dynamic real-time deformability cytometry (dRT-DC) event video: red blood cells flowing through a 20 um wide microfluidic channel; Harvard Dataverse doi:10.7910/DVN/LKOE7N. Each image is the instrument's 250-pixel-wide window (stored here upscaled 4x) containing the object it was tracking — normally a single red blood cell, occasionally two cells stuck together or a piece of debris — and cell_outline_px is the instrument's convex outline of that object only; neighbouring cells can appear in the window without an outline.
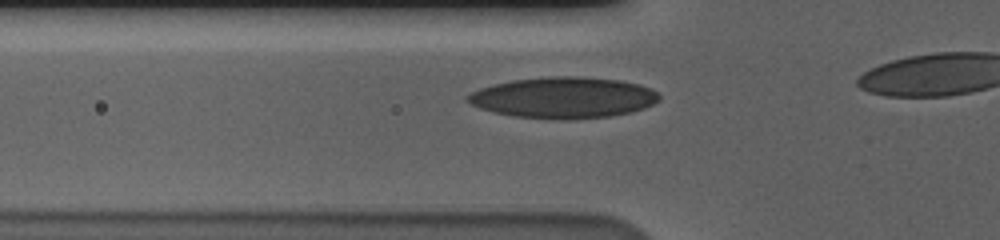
{"species": "human", "species_latin": "Homo sapiens", "temperature_condition": "cold", "stored_images_in_passage": 11, "camera_frame_rate_fps": 3000, "um_per_image_px": 0.085, "donor": {"sex": "male"}, "frame": {"image": 1, "passage_image": 5, "time_ms": 1.333, "image_size_px": [1000, 240], "cell_outline_px": [[660, 100], [644, 108], [632, 112], [612, 116], [576, 120], [552, 120], [516, 116], [496, 112], [480, 108], [464, 100], [464, 96], [480, 88], [512, 80], [548, 76], [580, 76], [620, 80], [640, 84], [656, 92], [660, 96]], "centroid_in_image_um": [47.9, 8.3], "position_along_channel_um": 77.9, "area_um2": 46.24}}
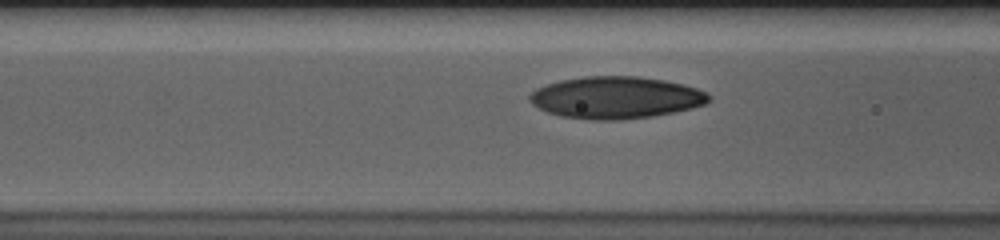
{"frame": {"image": 2, "passage_image": 8, "time_ms": 2.333, "image_size_px": [1000, 240], "cell_outline_px": [[712, 100], [708, 104], [692, 108], [652, 116], [620, 120], [588, 120], [560, 116], [548, 112], [532, 104], [528, 100], [528, 96], [536, 88], [560, 80], [584, 76], [636, 76], [664, 80], [684, 84], [708, 92], [712, 96]], "centroid_in_image_um": [52.38, 8.29], "position_along_channel_um": 114.2, "area_um2": 44.22}}